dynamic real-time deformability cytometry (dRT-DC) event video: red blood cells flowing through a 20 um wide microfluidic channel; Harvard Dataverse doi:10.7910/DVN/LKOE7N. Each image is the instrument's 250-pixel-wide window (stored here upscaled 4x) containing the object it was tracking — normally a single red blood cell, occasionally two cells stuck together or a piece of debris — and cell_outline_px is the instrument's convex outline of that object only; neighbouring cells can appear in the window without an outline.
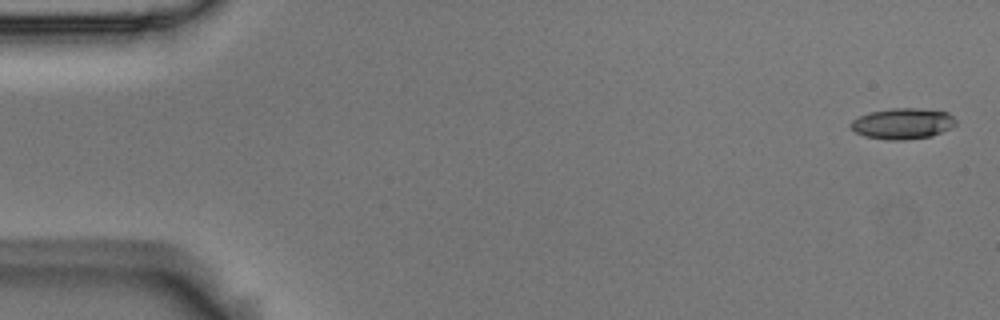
{"species": "Egyptian fruit bat (a non-hibernating species)", "species_latin": "Rousettus aegyptiacus", "temperature_condition": "room temperature", "stored_images_in_passage": 5, "camera_frame_rate_fps": 3000, "um_per_image_px": 0.085, "animal": {"sex": "male"}, "frame": {"image": 1, "passage_image": 1, "time_ms": 0.0, "image_size_px": [1000, 320], "cell_outline_px": [[956, 124], [952, 128], [932, 136], [904, 140], [888, 140], [864, 136], [856, 132], [848, 124], [852, 120], [868, 112], [892, 108], [916, 108], [948, 112], [956, 120]], "centroid_in_image_um": [76.73, 10.51], "position_along_channel_um": 8.3, "area_um2": 19.02}}